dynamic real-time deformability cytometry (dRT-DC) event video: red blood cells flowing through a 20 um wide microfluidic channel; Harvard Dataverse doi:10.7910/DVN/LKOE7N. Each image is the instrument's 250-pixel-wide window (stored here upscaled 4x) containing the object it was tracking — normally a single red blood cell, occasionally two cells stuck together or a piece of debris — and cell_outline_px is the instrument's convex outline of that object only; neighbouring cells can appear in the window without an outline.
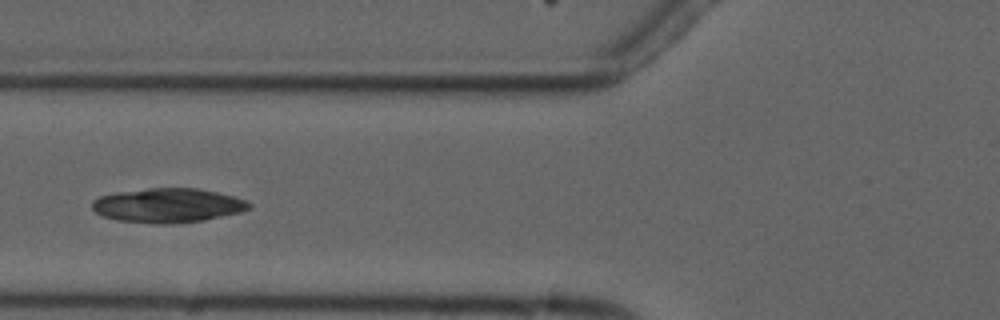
{"species": "common noctule bat (a hibernating species)", "species_latin": "Nyctalus noctula", "temperature_condition": "cold", "stored_images_in_passage": 4, "camera_frame_rate_fps": 3000, "um_per_image_px": 0.085, "animal": {"sex": "male", "forearm_length_mm": 52.5}, "frame": {"image": 1, "passage_image": 4, "time_ms": 4.333, "image_size_px": [1000, 320], "cell_outline_px": [[252, 208], [240, 212], [204, 220], [176, 224], [156, 224], [116, 220], [104, 216], [96, 212], [92, 208], [92, 200], [100, 196], [120, 192], [148, 188], [196, 188], [216, 192], [232, 196], [244, 200], [252, 204]], "centroid_in_image_um": [14.27, 17.47], "position_along_channel_um": 111.5, "area_um2": 31.33}}